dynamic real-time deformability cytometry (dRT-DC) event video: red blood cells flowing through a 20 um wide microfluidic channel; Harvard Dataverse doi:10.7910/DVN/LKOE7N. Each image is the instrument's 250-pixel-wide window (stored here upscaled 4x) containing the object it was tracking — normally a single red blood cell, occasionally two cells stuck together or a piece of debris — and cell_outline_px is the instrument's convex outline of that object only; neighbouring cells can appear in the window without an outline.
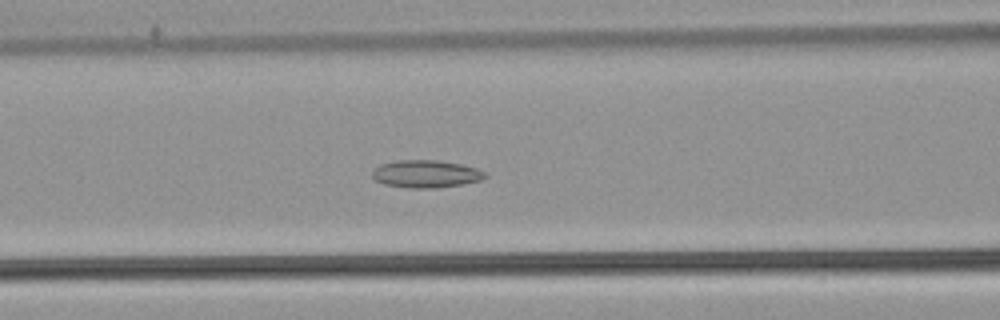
{"species": "common noctule bat (a hibernating species)", "species_latin": "Nyctalus noctula", "temperature_condition": "warm", "stored_images_in_passage": 55, "camera_frame_rate_fps": 3000, "um_per_image_px": 0.085, "animal": {"sex": "male", "body_mass_g": 21.5, "forearm_length_mm": 52.0}, "frame": {"image": 1, "passage_image": 25, "time_ms": 8.0, "image_size_px": [1000, 320], "cell_outline_px": [[488, 176], [480, 180], [464, 184], [436, 188], [408, 188], [384, 184], [376, 180], [372, 176], [372, 172], [380, 164], [396, 160], [436, 160], [460, 164], [476, 168], [488, 172]], "centroid_in_image_um": [36.23, 14.78], "position_along_channel_um": 130.4, "area_um2": 18.21}}
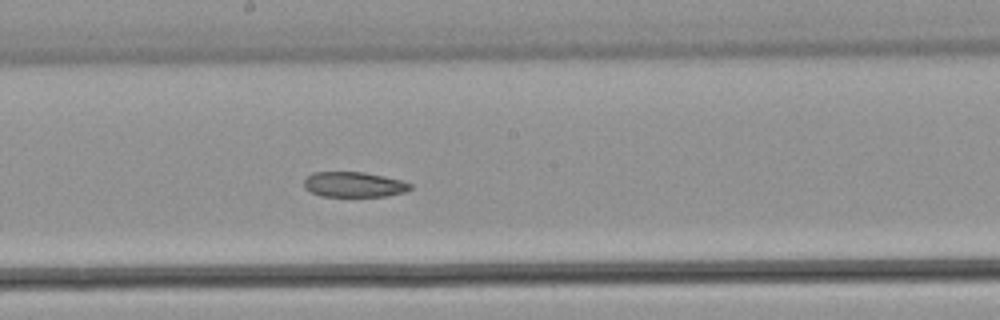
{"frame": {"image": 2, "passage_image": 32, "time_ms": 10.333, "image_size_px": [1000, 320], "cell_outline_px": [[412, 188], [404, 192], [388, 196], [320, 196], [308, 192], [304, 188], [304, 180], [312, 172], [364, 172], [404, 180], [412, 184]], "centroid_in_image_um": [30.08, 15.68], "position_along_channel_um": 218.1, "area_um2": 15.84}}
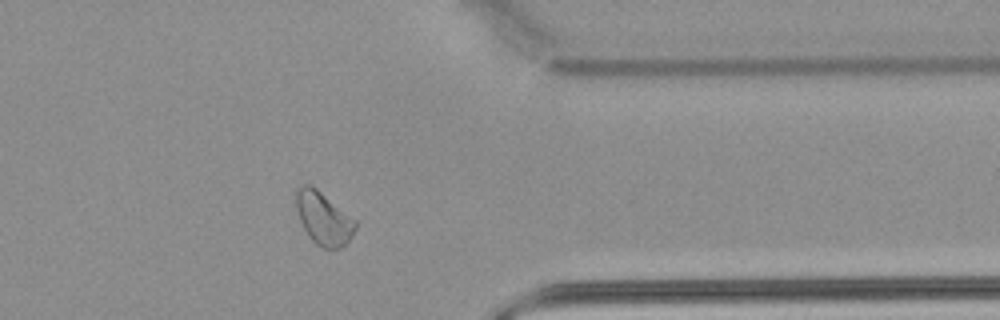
{"frame": {"image": 3, "passage_image": 46, "time_ms": 15.0, "image_size_px": [1000, 320], "cell_outline_px": [[356, 228], [352, 236], [340, 248], [332, 252], [316, 244], [308, 236], [300, 220], [296, 208], [296, 192], [300, 184], [308, 184], [316, 188], [356, 220]], "centroid_in_image_um": [27.5, 18.58], "position_along_channel_um": 383.9, "area_um2": 18.26}}